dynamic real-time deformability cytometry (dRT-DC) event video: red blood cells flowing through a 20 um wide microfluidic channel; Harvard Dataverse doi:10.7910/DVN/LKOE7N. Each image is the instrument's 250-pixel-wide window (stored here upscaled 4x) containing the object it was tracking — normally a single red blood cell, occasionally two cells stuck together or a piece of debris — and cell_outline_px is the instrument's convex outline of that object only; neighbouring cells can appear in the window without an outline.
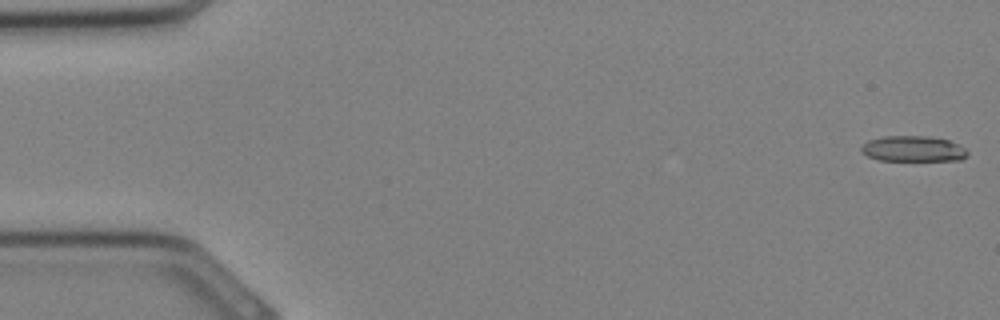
{"species": "Egyptian fruit bat (a non-hibernating species)", "species_latin": "Rousettus aegyptiacus", "temperature_condition": "cold", "stored_images_in_passage": 33, "camera_frame_rate_fps": 3000, "um_per_image_px": 0.085, "animal": {"sex": "female"}, "frame": {"image": 1, "passage_image": 1, "time_ms": 0.0, "image_size_px": [1000, 320], "cell_outline_px": [[968, 156], [960, 160], [880, 160], [868, 156], [860, 152], [860, 148], [868, 140], [880, 136], [928, 136], [948, 140], [960, 144], [968, 152]], "centroid_in_image_um": [77.61, 12.64], "position_along_channel_um": 7.4, "area_um2": 15.95}}
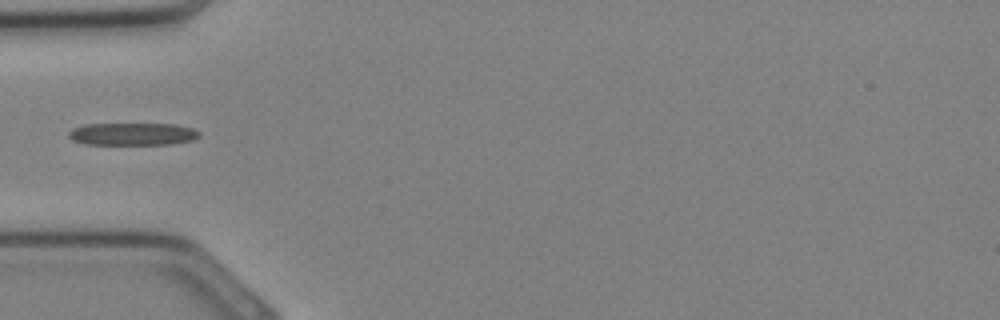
{"frame": {"image": 2, "passage_image": 11, "time_ms": 3.333, "image_size_px": [1000, 320], "cell_outline_px": [[200, 136], [192, 140], [172, 144], [84, 144], [72, 140], [68, 136], [68, 132], [72, 128], [84, 124], [176, 124], [192, 128], [200, 132]], "centroid_in_image_um": [11.25, 11.39], "position_along_channel_um": 73.7, "area_um2": 17.17}}
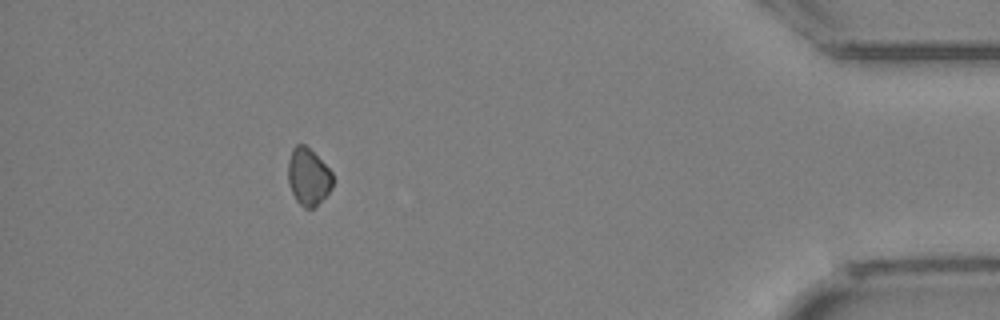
{"frame": {"image": 3, "passage_image": 30, "time_ms": 9.667, "image_size_px": [1000, 320], "cell_outline_px": [[332, 188], [312, 208], [304, 208], [296, 200], [288, 184], [288, 160], [292, 148], [296, 144], [304, 144], [332, 172]], "centroid_in_image_um": [26.17, 15.01], "position_along_channel_um": 409.0, "area_um2": 14.57}}